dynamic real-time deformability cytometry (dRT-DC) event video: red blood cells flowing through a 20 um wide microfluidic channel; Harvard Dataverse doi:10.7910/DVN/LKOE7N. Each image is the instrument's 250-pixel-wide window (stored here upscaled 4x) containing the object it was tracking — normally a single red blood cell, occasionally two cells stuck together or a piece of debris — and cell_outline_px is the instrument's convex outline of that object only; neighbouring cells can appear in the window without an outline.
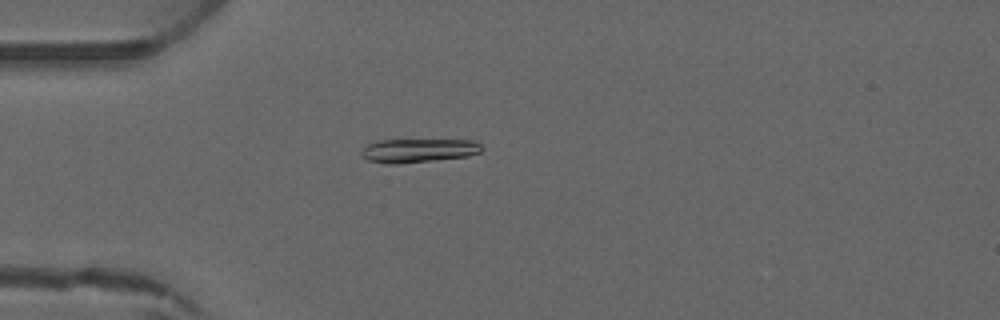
{"species": "common noctule bat (a hibernating species)", "species_latin": "Nyctalus noctula", "temperature_condition": "warm", "stored_images_in_passage": 2, "camera_frame_rate_fps": 3000, "um_per_image_px": 0.085, "animal": {"sex": "male", "forearm_length_mm": 52.5}, "frame": {"image": 1, "passage_image": 2, "time_ms": 0.667, "image_size_px": [1000, 320], "cell_outline_px": [[480, 152], [468, 156], [396, 164], [388, 164], [368, 160], [360, 152], [368, 144], [376, 140], [476, 140], [480, 144]], "centroid_in_image_um": [35.55, 12.78], "position_along_channel_um": 49.5, "area_um2": 16.47}}